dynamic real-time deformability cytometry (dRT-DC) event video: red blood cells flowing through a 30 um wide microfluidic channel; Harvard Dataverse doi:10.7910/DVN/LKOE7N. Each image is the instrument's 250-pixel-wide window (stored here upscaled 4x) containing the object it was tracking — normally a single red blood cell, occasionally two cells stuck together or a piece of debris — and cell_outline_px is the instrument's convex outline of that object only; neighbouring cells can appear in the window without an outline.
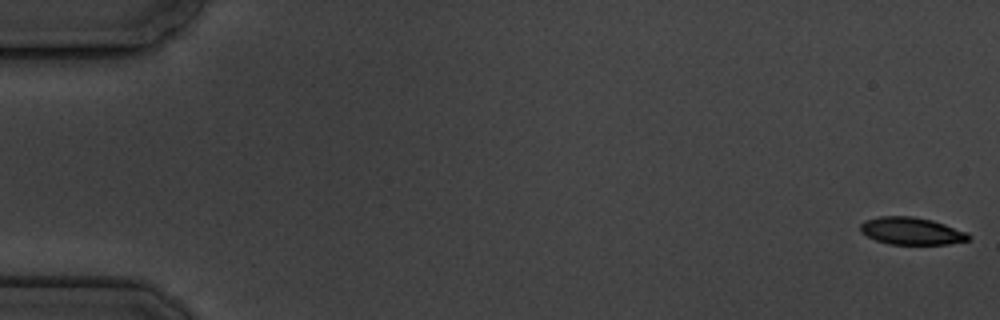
{"species": "common noctule bat (a hibernating species)", "species_latin": "Nyctalus noctula", "temperature_condition": "cold", "stored_images_in_passage": 8, "camera_frame_rate_fps": 3000, "um_per_image_px": 0.085, "animal": {"sex": "male", "body_mass_g": 19.5, "forearm_length_mm": 54.6}, "frame": {"image": 1, "passage_image": 1, "time_ms": 0.0, "image_size_px": [1000, 320], "cell_outline_px": [[972, 236], [968, 240], [948, 244], [888, 244], [876, 240], [860, 232], [860, 224], [864, 220], [880, 216], [912, 216], [932, 220], [968, 232]], "centroid_in_image_um": [77.47, 19.63], "position_along_channel_um": 7.5, "area_um2": 17.28}}
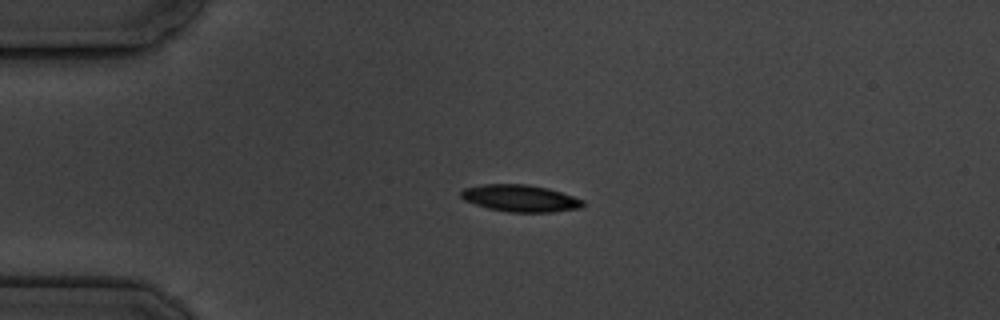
{"frame": {"image": 2, "passage_image": 4, "time_ms": 4.333, "image_size_px": [1000, 320], "cell_outline_px": [[584, 204], [580, 208], [552, 212], [508, 212], [488, 208], [464, 200], [460, 196], [460, 192], [464, 188], [484, 184], [528, 184], [548, 188], [584, 200]], "centroid_in_image_um": [44.21, 16.85], "position_along_channel_um": 40.8, "area_um2": 19.07}}
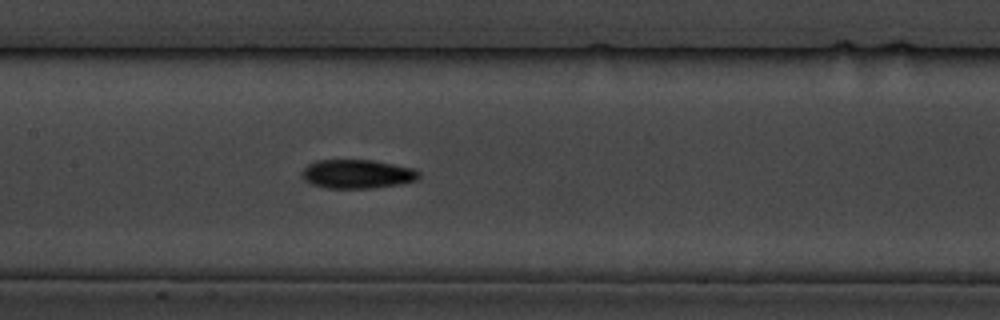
{"frame": {"image": 3, "passage_image": 8, "time_ms": 9.0, "image_size_px": [1000, 320], "cell_outline_px": [[420, 176], [416, 180], [400, 184], [372, 188], [324, 188], [312, 184], [304, 180], [300, 172], [308, 164], [316, 160], [372, 160], [412, 168], [420, 172]], "centroid_in_image_um": [30.33, 14.79], "position_along_channel_um": 177.1, "area_um2": 19.71}}